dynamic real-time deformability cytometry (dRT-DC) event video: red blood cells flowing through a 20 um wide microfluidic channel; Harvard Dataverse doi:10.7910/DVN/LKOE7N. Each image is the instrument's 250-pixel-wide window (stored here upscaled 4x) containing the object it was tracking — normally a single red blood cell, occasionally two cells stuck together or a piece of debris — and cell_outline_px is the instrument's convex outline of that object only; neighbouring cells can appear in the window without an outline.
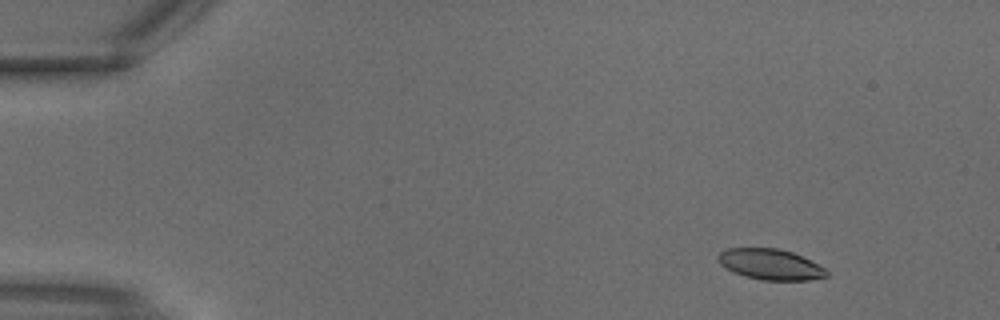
{"species": "common noctule bat (a hibernating species)", "species_latin": "Nyctalus noctula", "temperature_condition": "warm", "stored_images_in_passage": 4, "camera_frame_rate_fps": 3000, "um_per_image_px": 0.085, "animal": {"sex": "male", "body_mass_g": 18.8}, "frame": {"image": 1, "passage_image": 4, "time_ms": 1.0, "image_size_px": [1000, 320], "cell_outline_px": [[828, 276], [808, 280], [764, 280], [744, 276], [732, 272], [720, 264], [716, 256], [720, 252], [728, 248], [776, 248], [792, 252], [824, 268], [828, 272]], "centroid_in_image_um": [65.43, 22.47], "position_along_channel_um": 19.6, "area_um2": 19.25}}